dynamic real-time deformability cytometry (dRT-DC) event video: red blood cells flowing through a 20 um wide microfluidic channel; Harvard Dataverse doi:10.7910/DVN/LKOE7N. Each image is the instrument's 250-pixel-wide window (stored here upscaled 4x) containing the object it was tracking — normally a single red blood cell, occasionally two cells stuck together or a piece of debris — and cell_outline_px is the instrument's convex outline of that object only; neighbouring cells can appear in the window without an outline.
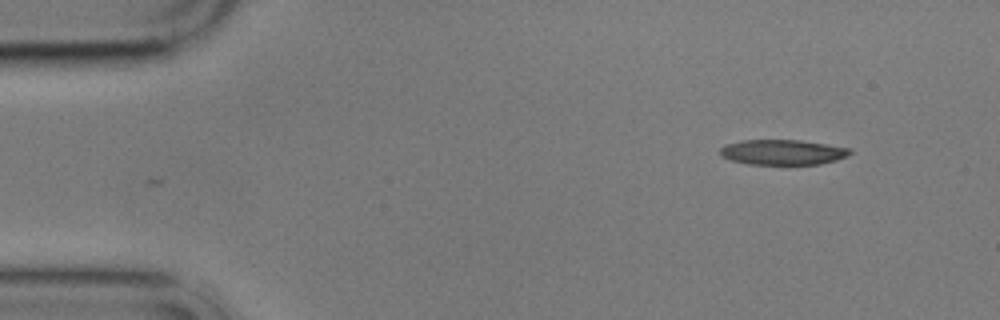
{"species": "common noctule bat (a hibernating species)", "species_latin": "Nyctalus noctula", "temperature_condition": "cold", "stored_images_in_passage": 3, "camera_frame_rate_fps": 3000, "um_per_image_px": 0.085, "animal": {"sex": "male", "body_mass_g": 17.9}, "frame": {"image": 1, "passage_image": 3, "time_ms": 2.667, "image_size_px": [1000, 320], "cell_outline_px": [[852, 152], [848, 156], [836, 160], [820, 164], [748, 164], [732, 160], [724, 156], [720, 152], [720, 148], [724, 144], [740, 140], [800, 140], [848, 148]], "centroid_in_image_um": [66.51, 12.93], "position_along_channel_um": 18.5, "area_um2": 18.9}}